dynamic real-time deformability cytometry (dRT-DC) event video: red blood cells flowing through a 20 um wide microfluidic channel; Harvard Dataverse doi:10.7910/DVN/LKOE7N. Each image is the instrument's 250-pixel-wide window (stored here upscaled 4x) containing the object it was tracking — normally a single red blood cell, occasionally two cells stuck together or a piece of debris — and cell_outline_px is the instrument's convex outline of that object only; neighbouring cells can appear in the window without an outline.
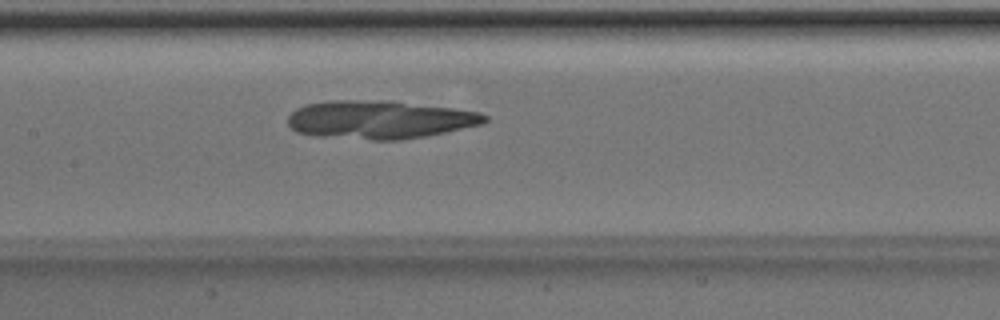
{"species": "Egyptian fruit bat (a non-hibernating species)", "species_latin": "Rousettus aegyptiacus", "temperature_condition": "room temperature", "stored_images_in_passage": 46, "segment_of_instrument_passage": [2, 4], "camera_frame_rate_fps": 3000, "um_per_image_px": 0.085, "animal": {"sex": "male"}, "frame": {"image": 1, "passage_image": 21, "time_ms": 6.667, "image_size_px": [1000, 320], "cell_outline_px": [[484, 120], [472, 124], [436, 132], [408, 136], [368, 136], [304, 132], [296, 128], [292, 124], [292, 116], [296, 112], [304, 108], [316, 104], [396, 104], [468, 112], [484, 116]], "centroid_in_image_um": [32.25, 10.17], "position_along_channel_um": 175.1, "area_um2": 35.08}}
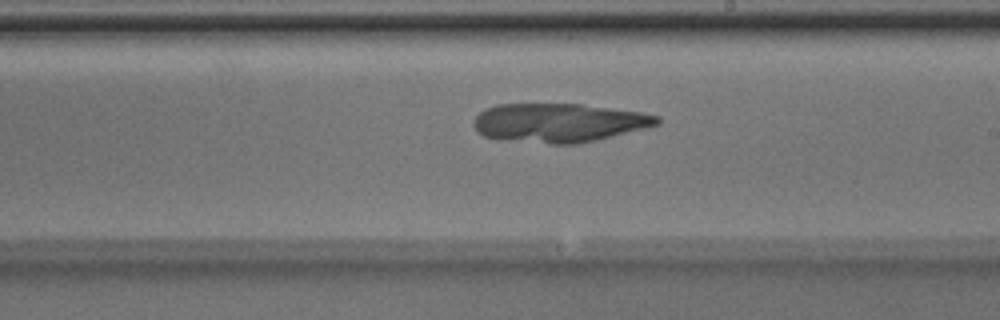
{"frame": {"image": 2, "passage_image": 26, "time_ms": 8.333, "image_size_px": [1000, 320], "cell_outline_px": [[656, 120], [652, 124], [584, 140], [548, 140], [492, 136], [484, 132], [476, 124], [480, 116], [484, 112], [492, 108], [520, 104], [556, 104], [628, 112], [652, 116]], "centroid_in_image_um": [47.4, 10.36], "position_along_channel_um": 241.6, "area_um2": 34.8}}
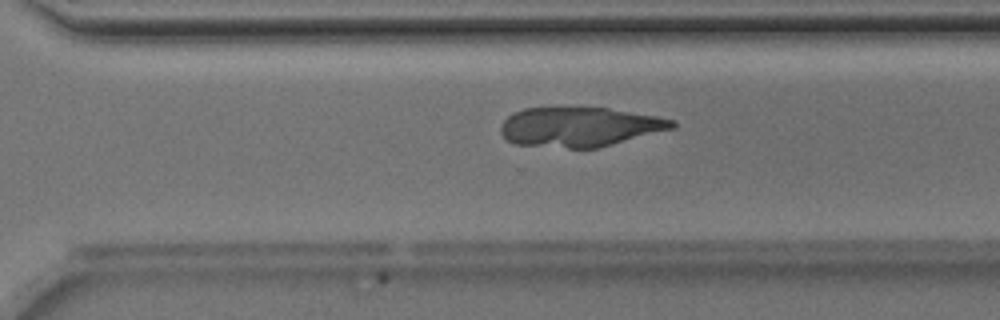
{"frame": {"image": 3, "passage_image": 32, "time_ms": 10.333, "image_size_px": [1000, 320], "cell_outline_px": [[672, 124], [664, 128], [592, 148], [572, 148], [512, 140], [504, 132], [504, 124], [512, 116], [520, 112], [532, 108], [600, 108], [668, 120]], "centroid_in_image_um": [49.18, 10.76], "position_along_channel_um": 321.4, "area_um2": 35.08}}